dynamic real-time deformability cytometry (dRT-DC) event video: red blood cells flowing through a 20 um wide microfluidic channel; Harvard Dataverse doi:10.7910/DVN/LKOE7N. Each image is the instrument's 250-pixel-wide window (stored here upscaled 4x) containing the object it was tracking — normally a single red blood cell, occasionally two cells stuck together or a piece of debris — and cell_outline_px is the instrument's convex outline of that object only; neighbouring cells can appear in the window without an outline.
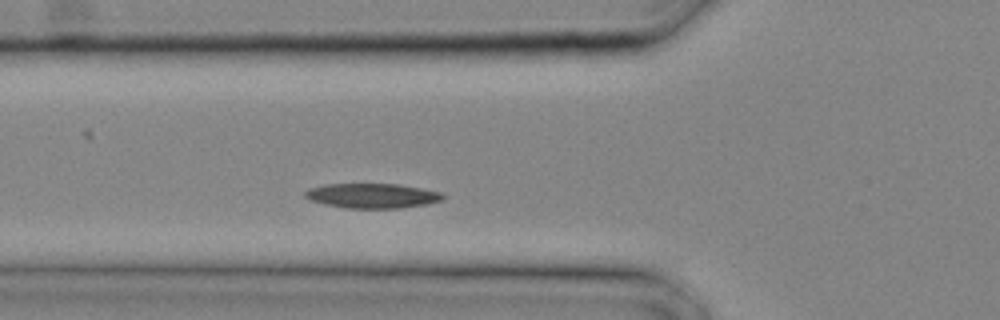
{"species": "common noctule bat (a hibernating species)", "species_latin": "Nyctalus noctula", "temperature_condition": "cold", "stored_images_in_passage": 5, "camera_frame_rate_fps": 3000, "um_per_image_px": 0.085, "animal": {"sex": "male", "body_mass_g": 20.4}, "frame": {"image": 1, "passage_image": 4, "time_ms": 1.0, "image_size_px": [1000, 320], "cell_outline_px": [[448, 196], [444, 200], [428, 204], [404, 208], [344, 208], [324, 204], [308, 200], [304, 196], [304, 192], [308, 188], [324, 184], [396, 184], [424, 188], [444, 192]], "centroid_in_image_um": [31.7, 16.64], "position_along_channel_um": 94.1, "area_um2": 20.4}}